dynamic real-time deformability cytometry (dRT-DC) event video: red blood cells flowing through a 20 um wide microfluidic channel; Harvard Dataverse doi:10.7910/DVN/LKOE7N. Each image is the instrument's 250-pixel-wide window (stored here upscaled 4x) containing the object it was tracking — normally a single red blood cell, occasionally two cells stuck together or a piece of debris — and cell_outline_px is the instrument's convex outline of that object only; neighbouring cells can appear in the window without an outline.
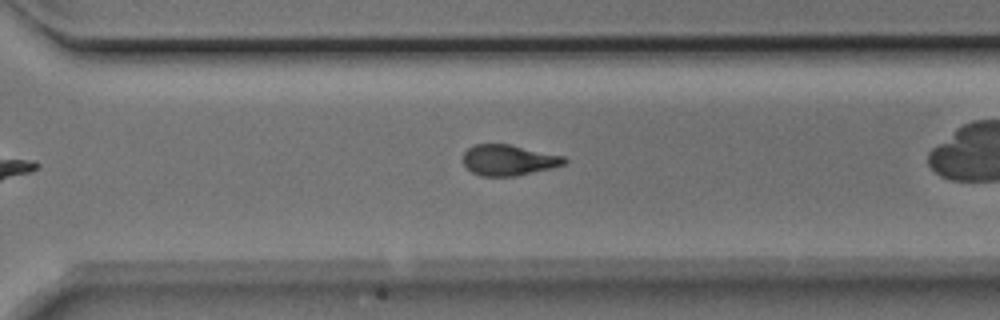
{"species": "Egyptian fruit bat (a non-hibernating species)", "species_latin": "Rousettus aegyptiacus", "temperature_condition": "room temperature", "stored_images_in_passage": 38, "camera_frame_rate_fps": 3000, "um_per_image_px": 0.085, "animal": {"sex": "male"}, "frame": {"image": 1, "passage_image": 22, "time_ms": 7.0, "image_size_px": [1000, 320], "cell_outline_px": [[568, 160], [564, 164], [552, 168], [516, 176], [480, 176], [472, 172], [464, 164], [464, 152], [472, 144], [508, 144], [564, 156]], "centroid_in_image_um": [43.23, 13.61], "position_along_channel_um": 327.4, "area_um2": 18.09}, "authors_computed_cell_mechanics": {"area_um2": 18.6983, "velocity_mm_per_s": 3.9743, "shape_relaxation_time_tau1_ms": 3.718, "shape_relaxation_time_tau2_ms": 2.1695, "deformation_change_tau1": 0.1311, "deformation_change_tau2": 0.0949}}